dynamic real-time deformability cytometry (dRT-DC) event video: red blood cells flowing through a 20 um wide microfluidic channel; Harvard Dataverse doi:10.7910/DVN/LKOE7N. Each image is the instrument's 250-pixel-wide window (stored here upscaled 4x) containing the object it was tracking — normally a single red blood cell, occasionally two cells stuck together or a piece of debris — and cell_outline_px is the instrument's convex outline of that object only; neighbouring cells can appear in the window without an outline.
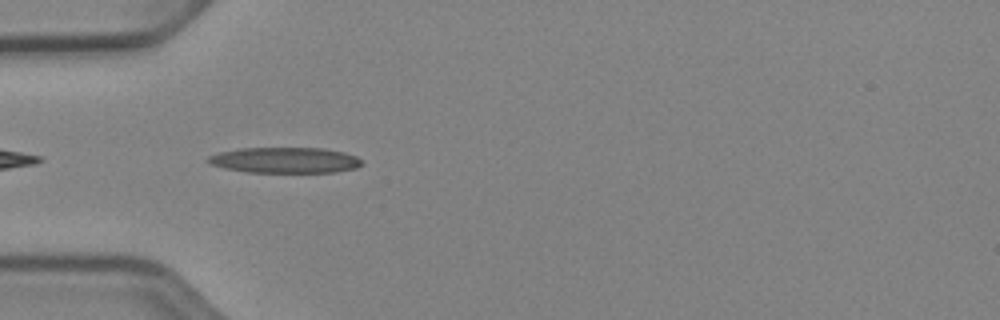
{"species": "Egyptian fruit bat (a non-hibernating species)", "species_latin": "Rousettus aegyptiacus", "temperature_condition": "cold", "stored_images_in_passage": 7, "camera_frame_rate_fps": 3000, "um_per_image_px": 0.085, "animal": {"sex": "female"}, "frame": {"image": 1, "passage_image": 2, "time_ms": 0.333, "image_size_px": [1000, 320], "cell_outline_px": [[364, 164], [356, 168], [336, 172], [248, 172], [224, 168], [212, 164], [204, 160], [208, 156], [220, 152], [240, 148], [324, 148], [344, 152], [356, 156]], "centroid_in_image_um": [24.23, 13.61], "position_along_channel_um": 60.8, "area_um2": 23.06}}
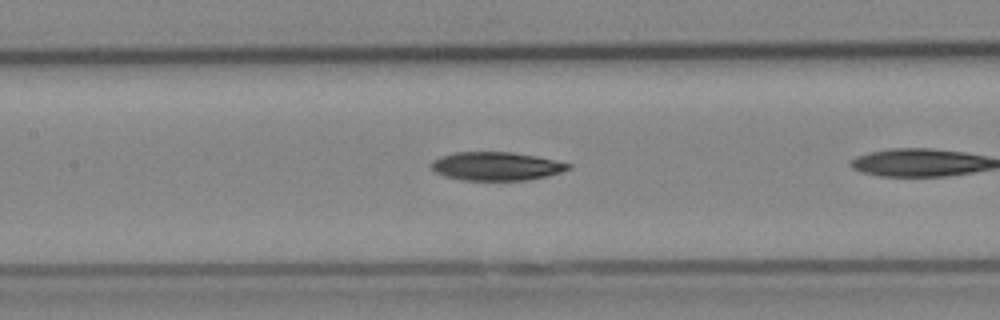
{"frame": {"image": 2, "passage_image": 5, "time_ms": 1.333, "image_size_px": [1000, 320], "cell_outline_px": [[572, 168], [548, 176], [528, 180], [464, 180], [444, 176], [436, 172], [432, 168], [432, 160], [440, 156], [456, 152], [512, 152], [536, 156], [556, 160], [572, 164]], "centroid_in_image_um": [42.21, 14.12], "position_along_channel_um": 165.2, "area_um2": 22.77}}